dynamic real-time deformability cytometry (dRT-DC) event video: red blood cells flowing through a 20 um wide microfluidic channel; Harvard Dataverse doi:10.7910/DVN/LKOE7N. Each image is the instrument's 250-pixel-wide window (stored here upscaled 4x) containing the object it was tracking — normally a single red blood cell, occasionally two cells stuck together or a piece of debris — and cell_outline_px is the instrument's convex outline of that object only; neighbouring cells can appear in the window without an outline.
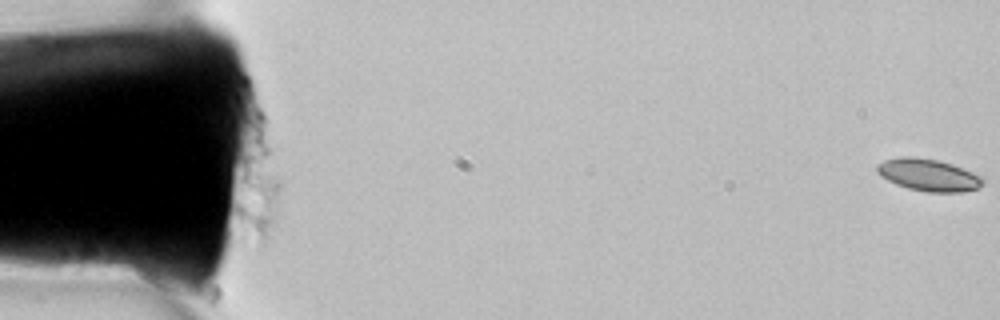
{"species": "common noctule bat (a hibernating species)", "species_latin": "Nyctalus noctula", "temperature_condition": "room temperature", "stored_images_in_passage": 8, "camera_frame_rate_fps": 3000, "um_per_image_px": 0.085, "animal": {"sex": "female", "body_mass_g": 22.7, "forearm_length_mm": 54.2}, "frame": {"image": 1, "passage_image": 1, "time_ms": 0.0, "image_size_px": [1000, 320], "cell_outline_px": [[984, 184], [980, 188], [964, 192], [928, 192], [908, 188], [896, 184], [880, 176], [876, 172], [876, 164], [884, 160], [900, 156], [916, 156], [940, 160], [952, 164], [984, 176]], "centroid_in_image_um": [78.94, 14.86], "position_along_channel_um": 6.1, "area_um2": 20.29}}
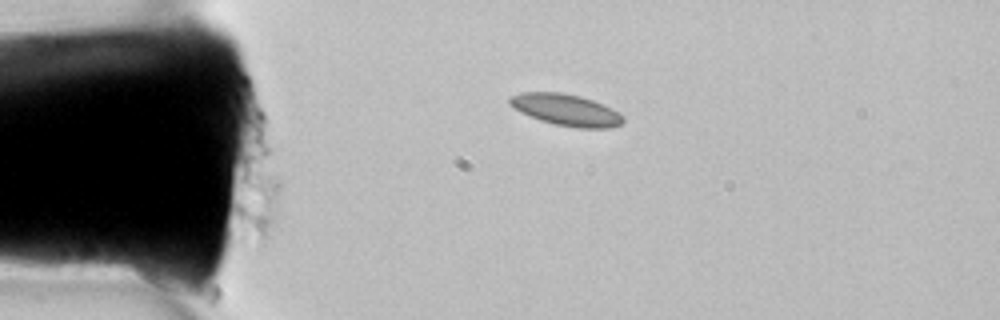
{"frame": {"image": 2, "passage_image": 7, "time_ms": 2.0, "image_size_px": [1000, 320], "cell_outline_px": [[624, 120], [620, 124], [608, 128], [576, 128], [556, 124], [540, 120], [520, 112], [508, 104], [508, 96], [520, 92], [560, 92], [580, 96], [592, 100], [612, 108], [620, 112], [624, 116]], "centroid_in_image_um": [48.09, 9.33], "position_along_channel_um": 36.9, "area_um2": 20.98}}